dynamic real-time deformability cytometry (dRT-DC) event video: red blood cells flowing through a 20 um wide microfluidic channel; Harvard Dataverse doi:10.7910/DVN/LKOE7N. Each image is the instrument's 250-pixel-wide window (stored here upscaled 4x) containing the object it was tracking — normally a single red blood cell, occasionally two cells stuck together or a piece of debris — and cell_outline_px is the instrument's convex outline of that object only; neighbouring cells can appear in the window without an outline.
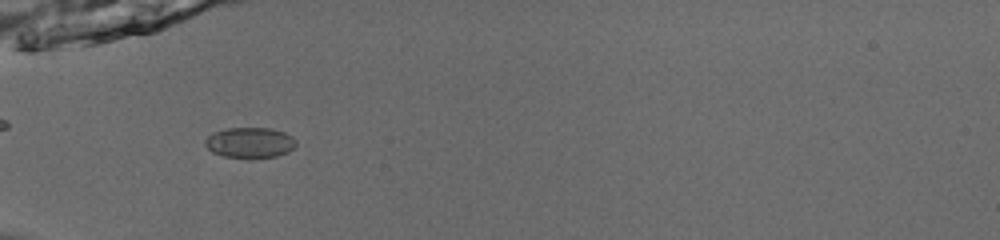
{"species": "common noctule bat (a hibernating species)", "species_latin": "Nyctalus noctula", "temperature_condition": "room temperature", "stored_images_in_passage": 24, "camera_frame_rate_fps": 3000, "um_per_image_px": 0.085, "animal": {"sex": "male", "body_mass_g": 13.0, "forearm_length_mm": 53.1}, "frame": {"image": 1, "passage_image": 1, "time_ms": 0.0, "image_size_px": [1000, 240], "cell_outline_px": [[296, 144], [288, 152], [276, 156], [248, 160], [224, 156], [212, 152], [204, 144], [204, 140], [212, 132], [228, 128], [268, 128], [284, 132], [292, 136], [296, 140]], "centroid_in_image_um": [21.22, 12.15], "position_along_channel_um": 63.8, "area_um2": 16.53}}
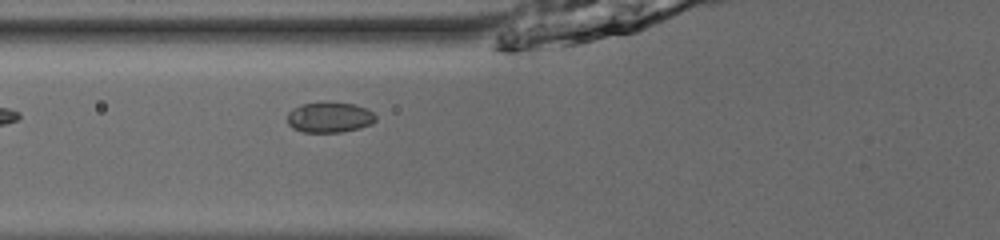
{"frame": {"image": 2, "passage_image": 4, "time_ms": 1.0, "image_size_px": [1000, 240], "cell_outline_px": [[376, 120], [372, 124], [360, 128], [340, 132], [304, 132], [292, 128], [288, 124], [288, 112], [292, 108], [300, 104], [356, 104], [372, 112], [376, 116]], "centroid_in_image_um": [28.0, 10.0], "position_along_channel_um": 97.8, "area_um2": 15.32}}